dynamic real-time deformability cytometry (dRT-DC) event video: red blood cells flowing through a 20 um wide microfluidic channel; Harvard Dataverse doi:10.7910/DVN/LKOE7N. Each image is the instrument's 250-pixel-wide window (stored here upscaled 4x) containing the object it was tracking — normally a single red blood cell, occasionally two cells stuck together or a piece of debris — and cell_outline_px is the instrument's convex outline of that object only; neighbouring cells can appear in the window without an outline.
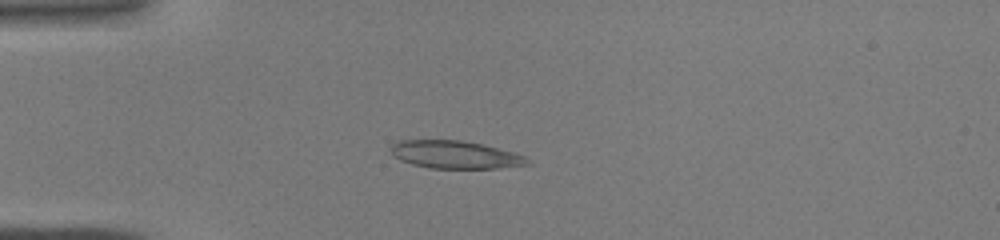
{"species": "common noctule bat (a hibernating species)", "species_latin": "Nyctalus noctula", "temperature_condition": "warm", "stored_images_in_passage": 43, "camera_frame_rate_fps": 3000, "um_per_image_px": 0.085, "animal": {"sex": "male", "body_mass_g": 19.0, "forearm_length_mm": 50.8}, "frame": {"image": 1, "passage_image": 11, "time_ms": 3.333, "image_size_px": [1000, 240], "cell_outline_px": [[532, 164], [496, 168], [428, 168], [412, 164], [400, 160], [392, 156], [388, 148], [396, 140], [460, 140], [480, 144], [512, 152], [524, 156]], "centroid_in_image_um": [38.59, 13.14], "position_along_channel_um": 46.4, "area_um2": 22.08}}
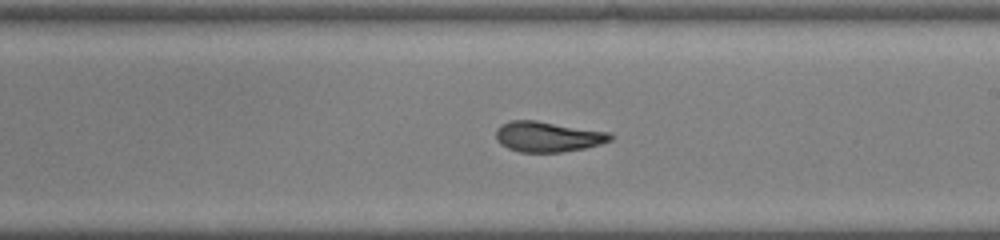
{"frame": {"image": 2, "passage_image": 25, "time_ms": 8.0, "image_size_px": [1000, 240], "cell_outline_px": [[612, 140], [600, 144], [584, 148], [560, 152], [520, 152], [508, 148], [500, 144], [496, 140], [496, 128], [500, 124], [512, 120], [536, 120], [612, 132]], "centroid_in_image_um": [46.56, 11.6], "position_along_channel_um": 242.4, "area_um2": 20.46}}
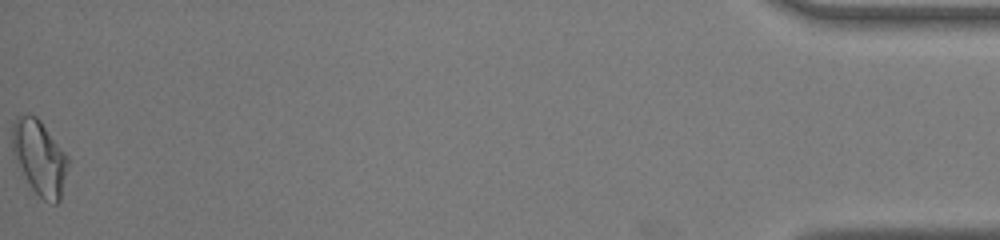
{"frame": {"image": 3, "passage_image": 43, "time_ms": 14.0, "image_size_px": [1000, 240], "cell_outline_px": [[68, 168], [60, 200], [56, 204], [52, 204], [44, 200], [32, 188], [12, 152], [12, 124], [16, 116], [28, 112], [36, 116], [40, 120], [68, 156]], "centroid_in_image_um": [3.36, 13.35], "position_along_channel_um": 431.8, "area_um2": 24.16}}